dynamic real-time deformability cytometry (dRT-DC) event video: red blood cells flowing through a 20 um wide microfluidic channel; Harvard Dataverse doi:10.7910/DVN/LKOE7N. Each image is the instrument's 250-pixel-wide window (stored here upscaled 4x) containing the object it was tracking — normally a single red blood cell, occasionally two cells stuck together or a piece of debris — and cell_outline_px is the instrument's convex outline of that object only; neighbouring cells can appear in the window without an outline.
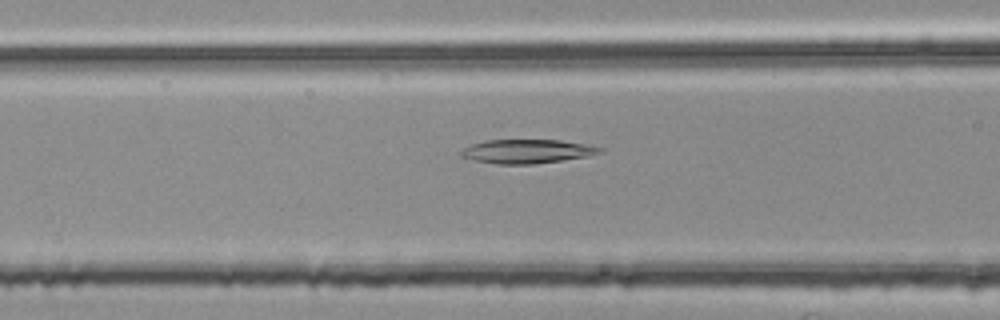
{"species": "common noctule bat (a hibernating species)", "species_latin": "Nyctalus noctula", "temperature_condition": "room temperature", "stored_images_in_passage": 44, "camera_frame_rate_fps": 3000, "um_per_image_px": 0.085, "animal": {"sex": "female", "body_mass_g": 25.1}, "frame": {"image": 1, "passage_image": 12, "time_ms": 3.667, "image_size_px": [1000, 320], "cell_outline_px": [[604, 152], [588, 156], [532, 164], [496, 164], [476, 160], [464, 156], [460, 152], [464, 148], [472, 144], [484, 140], [560, 140], [604, 148]], "centroid_in_image_um": [44.82, 12.86], "position_along_channel_um": 121.8, "area_um2": 19.02}}
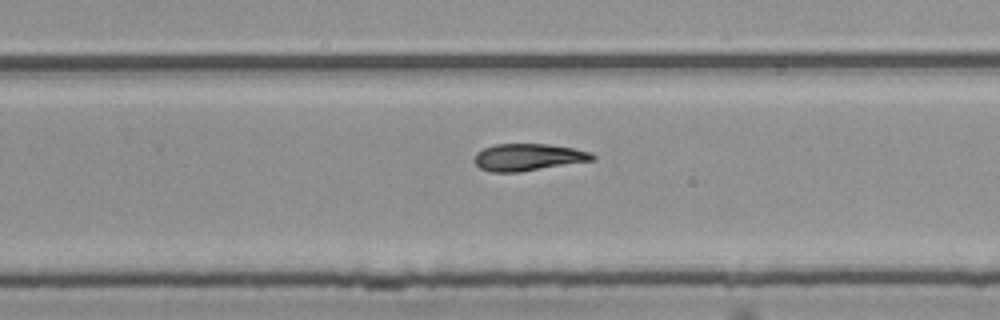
{"frame": {"image": 2, "passage_image": 25, "time_ms": 8.0, "image_size_px": [1000, 320], "cell_outline_px": [[596, 160], [520, 172], [488, 172], [480, 168], [472, 160], [476, 152], [484, 148], [496, 144], [548, 144], [572, 148], [592, 152], [596, 156]], "centroid_in_image_um": [44.89, 13.37], "position_along_channel_um": 284.9, "area_um2": 18.84}}
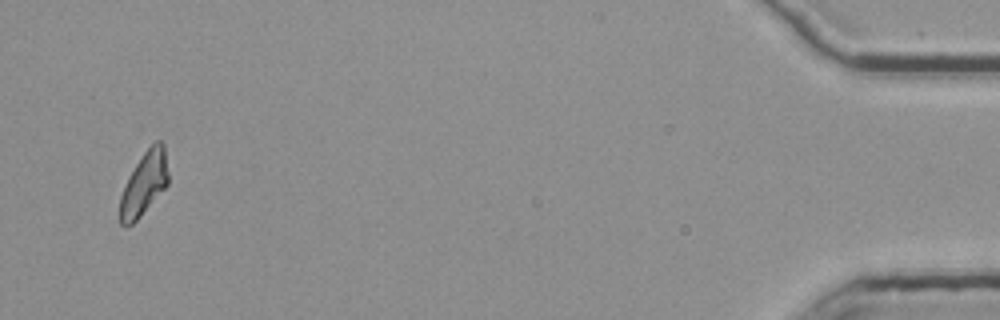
{"frame": {"image": 3, "passage_image": 43, "time_ms": 14.0, "image_size_px": [1000, 320], "cell_outline_px": [[168, 184], [140, 216], [132, 224], [124, 228], [120, 224], [120, 196], [128, 176], [144, 152], [156, 140], [160, 140], [164, 144], [168, 172]], "centroid_in_image_um": [12.24, 15.61], "position_along_channel_um": 423.0, "area_um2": 17.69}}